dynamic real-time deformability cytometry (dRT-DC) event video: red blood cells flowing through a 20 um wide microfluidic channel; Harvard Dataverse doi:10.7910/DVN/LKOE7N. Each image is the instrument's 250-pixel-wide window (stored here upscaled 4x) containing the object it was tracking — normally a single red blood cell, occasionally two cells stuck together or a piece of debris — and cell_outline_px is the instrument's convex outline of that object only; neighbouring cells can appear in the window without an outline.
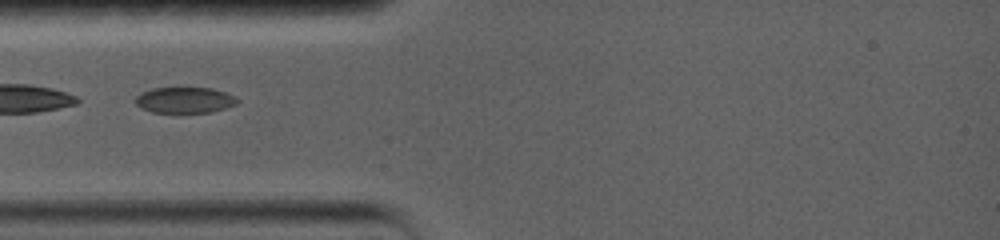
{"species": "common noctule bat (a hibernating species)", "species_latin": "Nyctalus noctula", "temperature_condition": "warm", "stored_images_in_passage": 64, "camera_frame_rate_fps": 5000, "um_per_image_px": 0.085, "animal": {"sex": "female", "body_mass_g": 19.0, "forearm_length_mm": 56.7}, "frame": {"image": 1, "passage_image": 1, "time_ms": 0.0, "image_size_px": [1000, 240], "cell_outline_px": [[240, 100], [236, 104], [224, 108], [208, 112], [152, 112], [140, 108], [136, 104], [136, 96], [152, 88], [212, 88], [236, 96]], "centroid_in_image_um": [15.71, 8.5], "position_along_channel_um": 69.3, "area_um2": 15.2}}